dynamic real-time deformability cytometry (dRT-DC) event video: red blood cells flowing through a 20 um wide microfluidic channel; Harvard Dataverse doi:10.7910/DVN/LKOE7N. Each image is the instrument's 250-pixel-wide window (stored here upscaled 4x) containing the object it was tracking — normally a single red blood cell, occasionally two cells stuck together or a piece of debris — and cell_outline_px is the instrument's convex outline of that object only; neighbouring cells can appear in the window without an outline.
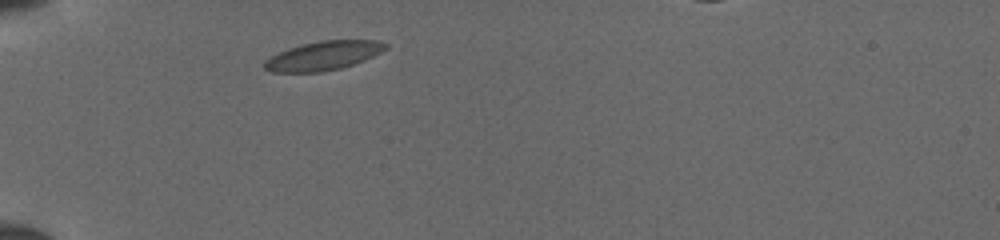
{"species": "common noctule bat (a hibernating species)", "species_latin": "Nyctalus noctula", "temperature_condition": "cold", "stored_images_in_passage": 5, "camera_frame_rate_fps": 3000, "um_per_image_px": 0.085, "animal": {"sex": "female", "body_mass_g": 19.5, "forearm_length_mm": 54.1}, "frame": {"image": 1, "passage_image": 1, "time_ms": 0.0, "image_size_px": [1000, 240], "cell_outline_px": [[388, 48], [364, 60], [340, 68], [320, 72], [272, 72], [264, 68], [264, 60], [288, 48], [300, 44], [320, 40], [380, 40], [388, 44]], "centroid_in_image_um": [27.49, 4.72], "position_along_channel_um": 57.5, "area_um2": 20.4}}
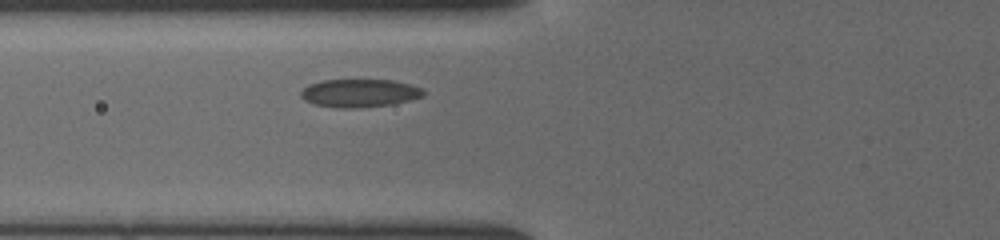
{"frame": {"image": 2, "passage_image": 3, "time_ms": 0.667, "image_size_px": [1000, 240], "cell_outline_px": [[424, 96], [392, 104], [360, 108], [336, 108], [312, 104], [304, 100], [300, 96], [300, 92], [308, 84], [324, 80], [392, 80], [424, 88]], "centroid_in_image_um": [30.53, 7.92], "position_along_channel_um": 95.3, "area_um2": 20.17}}